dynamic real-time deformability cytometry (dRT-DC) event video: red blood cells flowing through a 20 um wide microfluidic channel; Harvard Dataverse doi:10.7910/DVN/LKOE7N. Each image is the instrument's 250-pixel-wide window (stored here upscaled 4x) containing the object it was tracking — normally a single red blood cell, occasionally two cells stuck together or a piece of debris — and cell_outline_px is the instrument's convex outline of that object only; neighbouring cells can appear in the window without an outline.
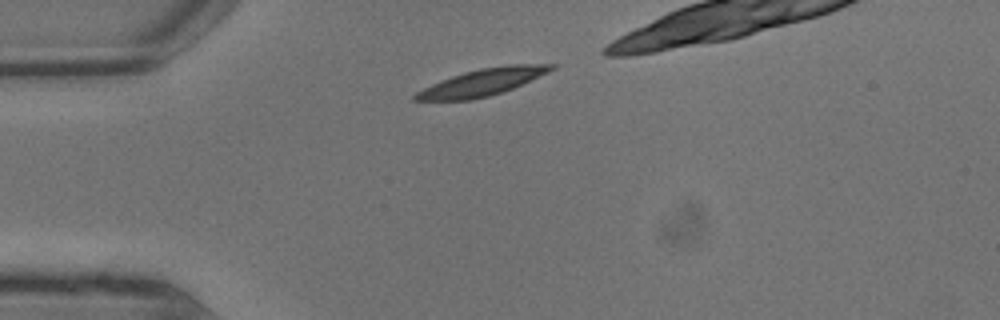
{"species": "common noctule bat (a hibernating species)", "species_latin": "Nyctalus noctula", "temperature_condition": "warm", "stored_images_in_passage": 3, "camera_frame_rate_fps": 3000, "um_per_image_px": 0.085, "animal": {"sex": "male", "body_mass_g": 13.3}, "frame": {"image": 1, "passage_image": 1, "time_ms": 0.0, "image_size_px": [1000, 320], "cell_outline_px": [[556, 68], [548, 72], [512, 88], [488, 96], [472, 100], [412, 100], [412, 96], [416, 92], [432, 84], [452, 76], [464, 72], [480, 68], [508, 64], [556, 64]], "centroid_in_image_um": [40.99, 6.98], "position_along_channel_um": 44.0, "area_um2": 20.98}}